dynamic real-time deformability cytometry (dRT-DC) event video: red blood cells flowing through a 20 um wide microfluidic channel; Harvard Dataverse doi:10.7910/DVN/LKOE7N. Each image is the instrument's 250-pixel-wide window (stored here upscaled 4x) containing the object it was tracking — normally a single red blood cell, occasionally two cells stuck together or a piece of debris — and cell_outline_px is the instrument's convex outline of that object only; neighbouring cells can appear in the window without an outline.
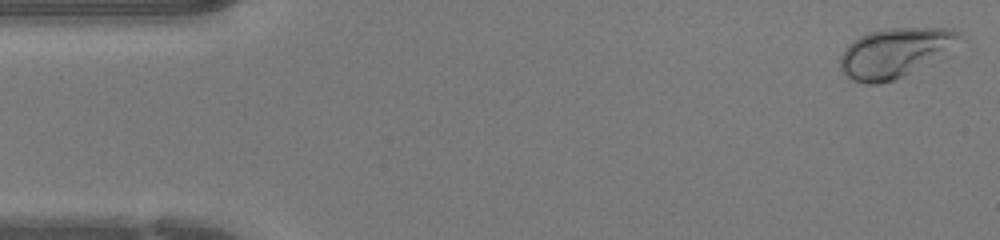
{"species": "human", "species_latin": "Homo sapiens", "temperature_condition": "warm", "stored_images_in_passage": 44, "camera_frame_rate_fps": 3000, "um_per_image_px": 0.085, "donor": {"sex": "female"}, "frame": {"image": 1, "passage_image": 1, "time_ms": 0.0, "image_size_px": [1000, 240], "cell_outline_px": [[968, 40], [944, 60], [896, 80], [876, 84], [864, 84], [852, 80], [840, 68], [840, 56], [844, 48], [852, 40], [868, 32], [888, 28], [952, 28], [960, 32]], "centroid_in_image_um": [76.27, 4.49], "position_along_channel_um": 8.7, "area_um2": 36.3}}
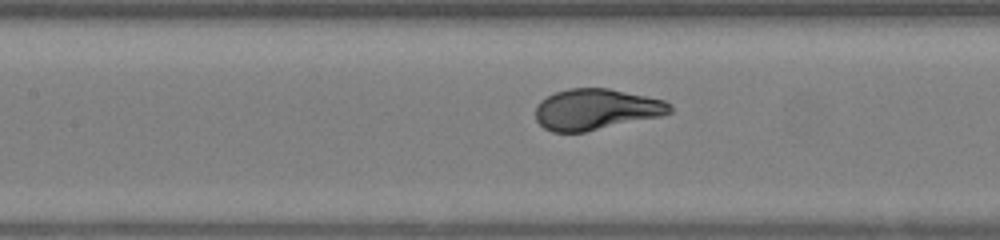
{"frame": {"image": 2, "passage_image": 19, "time_ms": 6.0, "image_size_px": [1000, 240], "cell_outline_px": [[672, 112], [660, 116], [584, 132], [552, 132], [544, 128], [536, 120], [536, 104], [540, 100], [556, 92], [568, 88], [608, 88], [664, 100], [672, 104]], "centroid_in_image_um": [50.65, 9.29], "position_along_channel_um": 156.8, "area_um2": 31.96}}
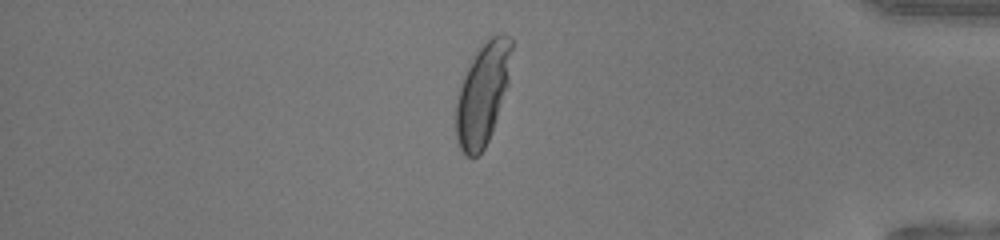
{"frame": {"image": 3, "passage_image": 37, "time_ms": 12.0, "image_size_px": [1000, 240], "cell_outline_px": [[512, 48], [508, 84], [488, 140], [484, 148], [476, 156], [468, 156], [460, 148], [456, 140], [456, 100], [460, 84], [468, 64], [476, 52], [496, 32], [500, 32], [512, 36]], "centroid_in_image_um": [41.02, 7.92], "position_along_channel_um": 394.2, "area_um2": 32.77}}